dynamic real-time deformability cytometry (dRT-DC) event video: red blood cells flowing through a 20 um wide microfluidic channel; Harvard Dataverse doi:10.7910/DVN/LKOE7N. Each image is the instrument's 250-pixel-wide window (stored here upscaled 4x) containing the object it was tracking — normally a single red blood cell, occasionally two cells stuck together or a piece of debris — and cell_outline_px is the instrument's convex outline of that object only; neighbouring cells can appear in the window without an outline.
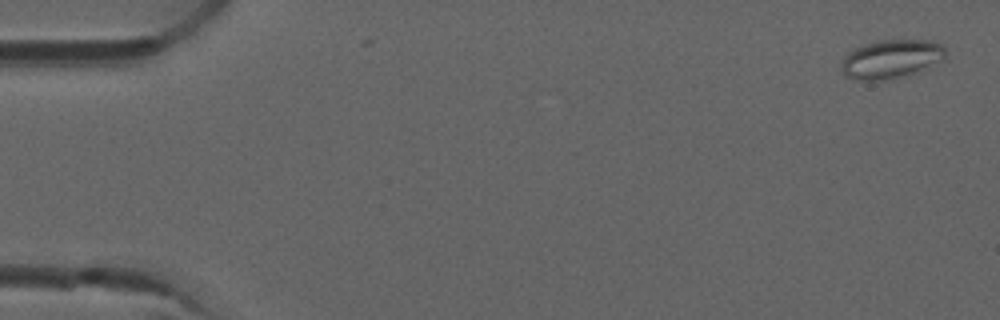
{"species": "common noctule bat (a hibernating species)", "species_latin": "Nyctalus noctula", "temperature_condition": "room temperature", "stored_images_in_passage": 5, "camera_frame_rate_fps": 3000, "um_per_image_px": 0.085, "animal": {"sex": "male", "forearm_length_mm": 52.5}, "frame": {"image": 1, "passage_image": 1, "time_ms": 0.0, "image_size_px": [1000, 320], "cell_outline_px": [[944, 60], [908, 76], [884, 80], [856, 80], [848, 76], [840, 68], [840, 64], [844, 56], [848, 52], [860, 44], [880, 40], [936, 40], [944, 44]], "centroid_in_image_um": [75.76, 5.0], "position_along_channel_um": 9.2, "area_um2": 23.93}}
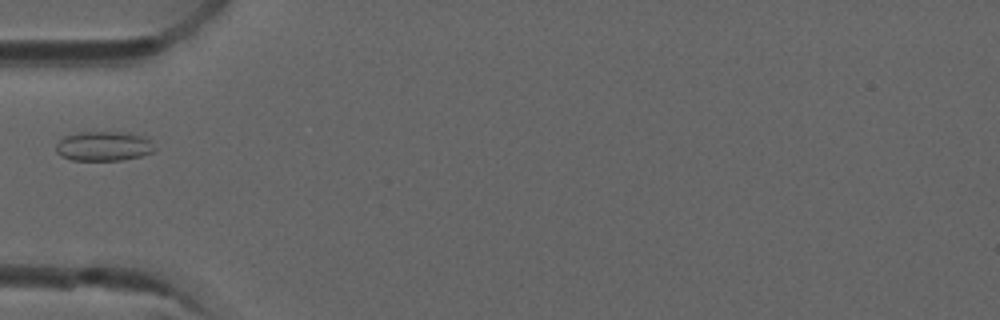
{"frame": {"image": 2, "passage_image": 5, "time_ms": 1.333, "image_size_px": [1000, 320], "cell_outline_px": [[156, 148], [152, 152], [140, 156], [120, 160], [72, 160], [60, 156], [56, 152], [56, 144], [64, 136], [80, 132], [128, 132], [152, 140]], "centroid_in_image_um": [8.81, 12.42], "position_along_channel_um": 76.2, "area_um2": 17.05}}